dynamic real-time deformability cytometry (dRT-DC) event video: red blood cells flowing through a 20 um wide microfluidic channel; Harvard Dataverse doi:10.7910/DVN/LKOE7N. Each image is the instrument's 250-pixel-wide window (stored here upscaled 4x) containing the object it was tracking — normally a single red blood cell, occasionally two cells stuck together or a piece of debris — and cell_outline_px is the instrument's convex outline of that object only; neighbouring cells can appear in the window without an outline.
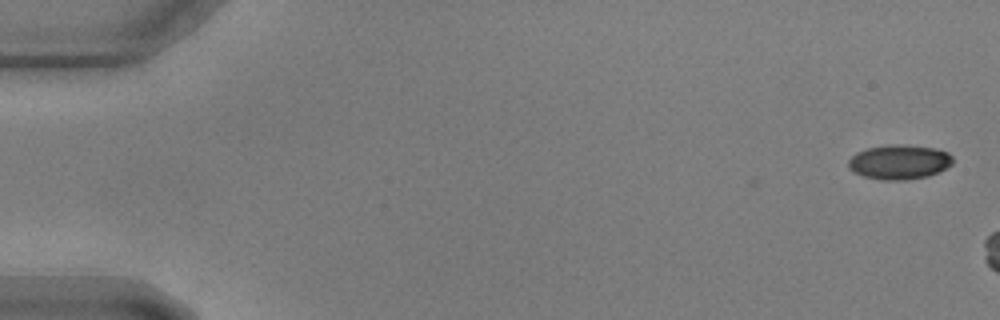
{"species": "common noctule bat (a hibernating species)", "species_latin": "Nyctalus noctula", "temperature_condition": "warm", "stored_images_in_passage": 6, "camera_frame_rate_fps": 3000, "um_per_image_px": 0.085, "animal": {"sex": "male", "body_mass_g": 17.9, "forearm_length_mm": 54.2}, "frame": {"image": 1, "passage_image": 1, "time_ms": 0.0, "image_size_px": [1000, 320], "cell_outline_px": [[952, 164], [928, 176], [908, 180], [880, 180], [864, 176], [852, 172], [848, 168], [848, 160], [856, 152], [868, 148], [888, 144], [900, 144], [936, 148], [948, 152], [952, 156]], "centroid_in_image_um": [76.4, 13.77], "position_along_channel_um": 8.6, "area_um2": 21.15}}